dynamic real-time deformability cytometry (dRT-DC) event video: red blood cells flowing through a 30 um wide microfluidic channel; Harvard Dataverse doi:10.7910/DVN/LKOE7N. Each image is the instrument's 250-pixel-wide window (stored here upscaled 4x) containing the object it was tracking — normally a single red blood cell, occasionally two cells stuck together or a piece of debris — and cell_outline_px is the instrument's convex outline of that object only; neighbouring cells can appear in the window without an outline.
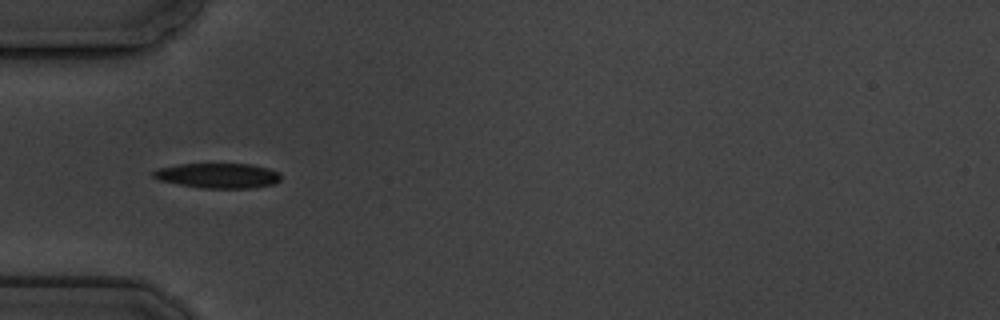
{"species": "common noctule bat (a hibernating species)", "species_latin": "Nyctalus noctula", "temperature_condition": "cold", "stored_images_in_passage": 2, "camera_frame_rate_fps": 3000, "um_per_image_px": 0.085, "animal": {"sex": "male", "body_mass_g": 19.5, "forearm_length_mm": 54.6}, "frame": {"image": 1, "passage_image": 1, "time_ms": 0.0, "image_size_px": [1000, 320], "cell_outline_px": [[280, 180], [272, 184], [252, 188], [200, 188], [160, 180], [152, 176], [152, 172], [160, 168], [180, 164], [252, 164], [268, 168], [280, 172]], "centroid_in_image_um": [18.56, 14.92], "position_along_channel_um": 66.4, "area_um2": 18.44}}